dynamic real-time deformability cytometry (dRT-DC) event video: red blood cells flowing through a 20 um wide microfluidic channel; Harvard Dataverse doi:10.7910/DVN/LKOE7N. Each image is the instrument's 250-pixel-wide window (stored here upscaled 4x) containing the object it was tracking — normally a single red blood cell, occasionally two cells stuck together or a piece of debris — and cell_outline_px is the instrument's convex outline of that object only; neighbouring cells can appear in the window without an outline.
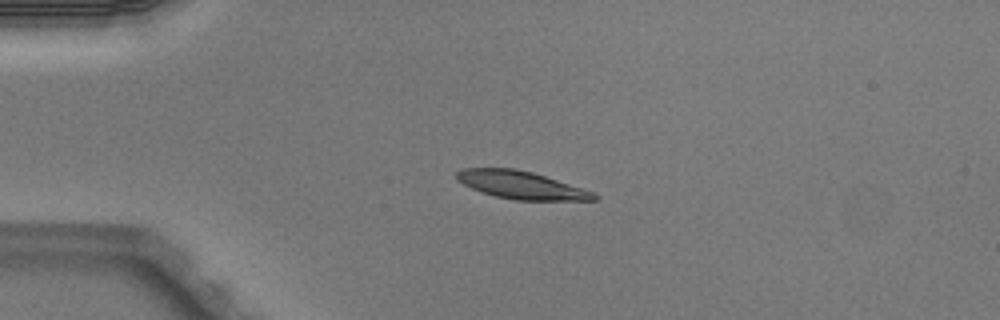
{"species": "Egyptian fruit bat (a non-hibernating species)", "species_latin": "Rousettus aegyptiacus", "temperature_condition": "warm", "stored_images_in_passage": 4, "segment_of_instrument_passage": [1, 2], "camera_frame_rate_fps": 3000, "um_per_image_px": 0.085, "animal": {"sex": "male"}, "frame": {"image": 1, "passage_image": 3, "time_ms": 0.667, "image_size_px": [1000, 320], "cell_outline_px": [[600, 196], [596, 200], [516, 200], [496, 196], [480, 192], [456, 180], [456, 172], [460, 168], [516, 168], [532, 172], [592, 192]], "centroid_in_image_um": [44.24, 15.72], "position_along_channel_um": 40.8, "area_um2": 21.96}}